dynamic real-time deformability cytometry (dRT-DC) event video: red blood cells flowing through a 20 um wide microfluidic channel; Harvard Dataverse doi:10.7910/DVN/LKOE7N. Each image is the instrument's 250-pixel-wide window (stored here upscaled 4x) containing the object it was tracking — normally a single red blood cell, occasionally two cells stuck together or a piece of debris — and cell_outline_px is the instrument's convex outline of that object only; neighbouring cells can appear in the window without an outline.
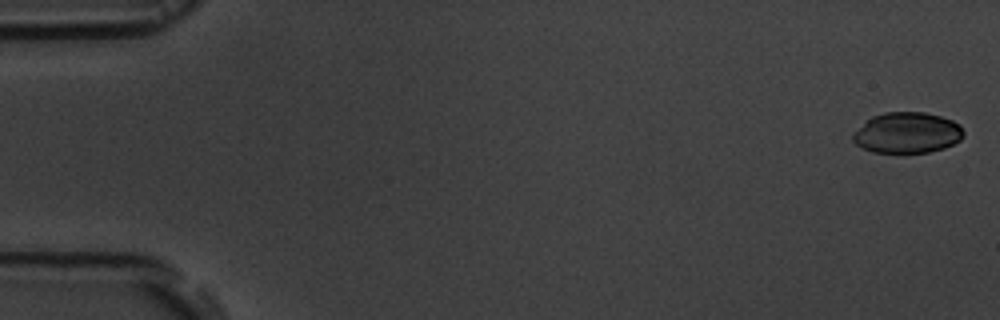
{"species": "common noctule bat (a hibernating species)", "species_latin": "Nyctalus noctula", "temperature_condition": "room temperature", "stored_images_in_passage": 4, "camera_frame_rate_fps": 3000, "um_per_image_px": 0.085, "animal": {"sex": "male", "body_mass_g": 19.5, "forearm_length_mm": 54.6}, "frame": {"image": 1, "passage_image": 1, "time_ms": 0.0, "image_size_px": [1000, 320], "cell_outline_px": [[964, 136], [960, 140], [944, 148], [928, 152], [872, 152], [856, 144], [852, 140], [852, 132], [872, 116], [884, 112], [924, 112], [940, 116], [952, 120], [960, 124], [964, 132]], "centroid_in_image_um": [77.1, 11.27], "position_along_channel_um": 7.9, "area_um2": 26.36}}